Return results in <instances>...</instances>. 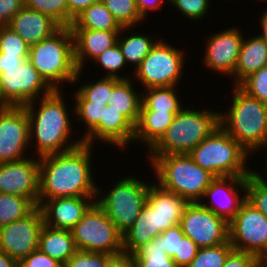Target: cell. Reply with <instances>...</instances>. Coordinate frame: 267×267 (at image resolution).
Instances as JSON below:
<instances>
[{"mask_svg":"<svg viewBox=\"0 0 267 267\" xmlns=\"http://www.w3.org/2000/svg\"><path fill=\"white\" fill-rule=\"evenodd\" d=\"M97 62L100 67H103L102 69L107 71V74L105 73L106 77L129 79V77L125 75H123V77L118 74L119 71L125 69L127 63L117 43L93 61L94 64H97Z\"/></svg>","mask_w":267,"mask_h":267,"instance_id":"39","label":"cell"},{"mask_svg":"<svg viewBox=\"0 0 267 267\" xmlns=\"http://www.w3.org/2000/svg\"><path fill=\"white\" fill-rule=\"evenodd\" d=\"M60 91L53 90L50 94L40 97L37 106L34 105L35 101L25 105L29 121V139L30 142L36 140L34 146L38 157L66 152L84 143L83 138L69 140L74 131L71 130V115ZM68 140L72 142L67 144Z\"/></svg>","mask_w":267,"mask_h":267,"instance_id":"2","label":"cell"},{"mask_svg":"<svg viewBox=\"0 0 267 267\" xmlns=\"http://www.w3.org/2000/svg\"><path fill=\"white\" fill-rule=\"evenodd\" d=\"M233 246L228 241L212 247L199 248L196 257L187 267H223Z\"/></svg>","mask_w":267,"mask_h":267,"instance_id":"36","label":"cell"},{"mask_svg":"<svg viewBox=\"0 0 267 267\" xmlns=\"http://www.w3.org/2000/svg\"><path fill=\"white\" fill-rule=\"evenodd\" d=\"M155 210L156 227L160 233L180 224L189 201L161 188L157 182L150 184L146 200Z\"/></svg>","mask_w":267,"mask_h":267,"instance_id":"21","label":"cell"},{"mask_svg":"<svg viewBox=\"0 0 267 267\" xmlns=\"http://www.w3.org/2000/svg\"><path fill=\"white\" fill-rule=\"evenodd\" d=\"M175 9L190 20H201L207 15L210 7V0H169L168 1Z\"/></svg>","mask_w":267,"mask_h":267,"instance_id":"44","label":"cell"},{"mask_svg":"<svg viewBox=\"0 0 267 267\" xmlns=\"http://www.w3.org/2000/svg\"><path fill=\"white\" fill-rule=\"evenodd\" d=\"M28 58L29 56H11L0 53V73L4 72V69H12L21 65Z\"/></svg>","mask_w":267,"mask_h":267,"instance_id":"51","label":"cell"},{"mask_svg":"<svg viewBox=\"0 0 267 267\" xmlns=\"http://www.w3.org/2000/svg\"><path fill=\"white\" fill-rule=\"evenodd\" d=\"M131 256L134 267H178L161 247V234L139 247Z\"/></svg>","mask_w":267,"mask_h":267,"instance_id":"32","label":"cell"},{"mask_svg":"<svg viewBox=\"0 0 267 267\" xmlns=\"http://www.w3.org/2000/svg\"><path fill=\"white\" fill-rule=\"evenodd\" d=\"M71 232L77 250L112 256L123 254V235L96 202L88 208Z\"/></svg>","mask_w":267,"mask_h":267,"instance_id":"9","label":"cell"},{"mask_svg":"<svg viewBox=\"0 0 267 267\" xmlns=\"http://www.w3.org/2000/svg\"><path fill=\"white\" fill-rule=\"evenodd\" d=\"M120 31L72 30L74 59L78 71L84 69V62L89 58L97 59L107 49L117 43ZM88 57V58H87Z\"/></svg>","mask_w":267,"mask_h":267,"instance_id":"23","label":"cell"},{"mask_svg":"<svg viewBox=\"0 0 267 267\" xmlns=\"http://www.w3.org/2000/svg\"><path fill=\"white\" fill-rule=\"evenodd\" d=\"M178 112L140 111L134 141L144 142L150 150L165 134Z\"/></svg>","mask_w":267,"mask_h":267,"instance_id":"27","label":"cell"},{"mask_svg":"<svg viewBox=\"0 0 267 267\" xmlns=\"http://www.w3.org/2000/svg\"><path fill=\"white\" fill-rule=\"evenodd\" d=\"M28 60L53 90H62L64 82L74 84L82 73L75 64L70 27H60L50 37L29 46Z\"/></svg>","mask_w":267,"mask_h":267,"instance_id":"3","label":"cell"},{"mask_svg":"<svg viewBox=\"0 0 267 267\" xmlns=\"http://www.w3.org/2000/svg\"><path fill=\"white\" fill-rule=\"evenodd\" d=\"M165 0H136V5L141 16L145 19L148 15L147 12L150 10L155 11L158 8H162V4ZM169 1V0H166Z\"/></svg>","mask_w":267,"mask_h":267,"instance_id":"52","label":"cell"},{"mask_svg":"<svg viewBox=\"0 0 267 267\" xmlns=\"http://www.w3.org/2000/svg\"><path fill=\"white\" fill-rule=\"evenodd\" d=\"M149 186L136 177H124L105 196L97 189L95 202L123 235L139 216L147 200Z\"/></svg>","mask_w":267,"mask_h":267,"instance_id":"8","label":"cell"},{"mask_svg":"<svg viewBox=\"0 0 267 267\" xmlns=\"http://www.w3.org/2000/svg\"><path fill=\"white\" fill-rule=\"evenodd\" d=\"M180 225L184 235L192 239L199 248L229 241V223L199 202L189 203Z\"/></svg>","mask_w":267,"mask_h":267,"instance_id":"13","label":"cell"},{"mask_svg":"<svg viewBox=\"0 0 267 267\" xmlns=\"http://www.w3.org/2000/svg\"><path fill=\"white\" fill-rule=\"evenodd\" d=\"M246 182L247 177H216L205 190L199 203L229 223L246 200ZM238 188L245 192L243 197L239 195L238 191L241 190ZM204 198H209L211 202L204 203Z\"/></svg>","mask_w":267,"mask_h":267,"instance_id":"17","label":"cell"},{"mask_svg":"<svg viewBox=\"0 0 267 267\" xmlns=\"http://www.w3.org/2000/svg\"><path fill=\"white\" fill-rule=\"evenodd\" d=\"M93 145L81 144L66 152L39 157L38 206L46 199L97 196L91 156Z\"/></svg>","mask_w":267,"mask_h":267,"instance_id":"1","label":"cell"},{"mask_svg":"<svg viewBox=\"0 0 267 267\" xmlns=\"http://www.w3.org/2000/svg\"><path fill=\"white\" fill-rule=\"evenodd\" d=\"M176 86L170 87H152L142 92V102L140 111H158V112H180L182 102L178 99L175 91Z\"/></svg>","mask_w":267,"mask_h":267,"instance_id":"30","label":"cell"},{"mask_svg":"<svg viewBox=\"0 0 267 267\" xmlns=\"http://www.w3.org/2000/svg\"><path fill=\"white\" fill-rule=\"evenodd\" d=\"M18 261L0 251V267H17Z\"/></svg>","mask_w":267,"mask_h":267,"instance_id":"54","label":"cell"},{"mask_svg":"<svg viewBox=\"0 0 267 267\" xmlns=\"http://www.w3.org/2000/svg\"><path fill=\"white\" fill-rule=\"evenodd\" d=\"M95 200L96 196L61 197L46 199L38 207L45 225L71 230Z\"/></svg>","mask_w":267,"mask_h":267,"instance_id":"19","label":"cell"},{"mask_svg":"<svg viewBox=\"0 0 267 267\" xmlns=\"http://www.w3.org/2000/svg\"><path fill=\"white\" fill-rule=\"evenodd\" d=\"M159 234L161 233L156 227L155 210L146 201L134 224L123 234V254L132 255Z\"/></svg>","mask_w":267,"mask_h":267,"instance_id":"25","label":"cell"},{"mask_svg":"<svg viewBox=\"0 0 267 267\" xmlns=\"http://www.w3.org/2000/svg\"><path fill=\"white\" fill-rule=\"evenodd\" d=\"M24 7V0H0V26L8 25Z\"/></svg>","mask_w":267,"mask_h":267,"instance_id":"49","label":"cell"},{"mask_svg":"<svg viewBox=\"0 0 267 267\" xmlns=\"http://www.w3.org/2000/svg\"><path fill=\"white\" fill-rule=\"evenodd\" d=\"M122 27H134L145 19L139 13L136 0H100ZM139 22V23H138Z\"/></svg>","mask_w":267,"mask_h":267,"instance_id":"34","label":"cell"},{"mask_svg":"<svg viewBox=\"0 0 267 267\" xmlns=\"http://www.w3.org/2000/svg\"><path fill=\"white\" fill-rule=\"evenodd\" d=\"M184 236L180 224L170 227L161 233V247L170 258L179 256L180 240Z\"/></svg>","mask_w":267,"mask_h":267,"instance_id":"45","label":"cell"},{"mask_svg":"<svg viewBox=\"0 0 267 267\" xmlns=\"http://www.w3.org/2000/svg\"><path fill=\"white\" fill-rule=\"evenodd\" d=\"M238 86L267 105V66L248 76Z\"/></svg>","mask_w":267,"mask_h":267,"instance_id":"42","label":"cell"},{"mask_svg":"<svg viewBox=\"0 0 267 267\" xmlns=\"http://www.w3.org/2000/svg\"><path fill=\"white\" fill-rule=\"evenodd\" d=\"M76 102L73 108V114L78 116L79 120L83 121L86 126V133L82 138L87 135L101 120L103 108L105 104L93 103L88 100H74Z\"/></svg>","mask_w":267,"mask_h":267,"instance_id":"40","label":"cell"},{"mask_svg":"<svg viewBox=\"0 0 267 267\" xmlns=\"http://www.w3.org/2000/svg\"><path fill=\"white\" fill-rule=\"evenodd\" d=\"M135 126L118 110L109 105L104 106L100 122L83 137V142L94 144L96 139L112 144L118 149H125L134 142Z\"/></svg>","mask_w":267,"mask_h":267,"instance_id":"20","label":"cell"},{"mask_svg":"<svg viewBox=\"0 0 267 267\" xmlns=\"http://www.w3.org/2000/svg\"><path fill=\"white\" fill-rule=\"evenodd\" d=\"M248 154L221 126L189 153L197 165L215 177L249 176L253 171L246 166Z\"/></svg>","mask_w":267,"mask_h":267,"instance_id":"7","label":"cell"},{"mask_svg":"<svg viewBox=\"0 0 267 267\" xmlns=\"http://www.w3.org/2000/svg\"><path fill=\"white\" fill-rule=\"evenodd\" d=\"M24 7L50 16L61 27H68L67 0H24Z\"/></svg>","mask_w":267,"mask_h":267,"instance_id":"37","label":"cell"},{"mask_svg":"<svg viewBox=\"0 0 267 267\" xmlns=\"http://www.w3.org/2000/svg\"><path fill=\"white\" fill-rule=\"evenodd\" d=\"M107 267H134L133 258L131 255L121 254L114 256Z\"/></svg>","mask_w":267,"mask_h":267,"instance_id":"53","label":"cell"},{"mask_svg":"<svg viewBox=\"0 0 267 267\" xmlns=\"http://www.w3.org/2000/svg\"><path fill=\"white\" fill-rule=\"evenodd\" d=\"M39 178V157L1 163L0 193L26 197L38 206Z\"/></svg>","mask_w":267,"mask_h":267,"instance_id":"16","label":"cell"},{"mask_svg":"<svg viewBox=\"0 0 267 267\" xmlns=\"http://www.w3.org/2000/svg\"><path fill=\"white\" fill-rule=\"evenodd\" d=\"M0 89L11 106H25L31 101L38 104L40 97L53 91L29 60L15 68L4 69L0 73Z\"/></svg>","mask_w":267,"mask_h":267,"instance_id":"12","label":"cell"},{"mask_svg":"<svg viewBox=\"0 0 267 267\" xmlns=\"http://www.w3.org/2000/svg\"><path fill=\"white\" fill-rule=\"evenodd\" d=\"M198 249L192 239L184 236L180 240L179 256H173L172 259L178 267H187L196 257Z\"/></svg>","mask_w":267,"mask_h":267,"instance_id":"47","label":"cell"},{"mask_svg":"<svg viewBox=\"0 0 267 267\" xmlns=\"http://www.w3.org/2000/svg\"><path fill=\"white\" fill-rule=\"evenodd\" d=\"M114 88V78L104 76L95 82L85 83L74 93V100H88L107 105Z\"/></svg>","mask_w":267,"mask_h":267,"instance_id":"35","label":"cell"},{"mask_svg":"<svg viewBox=\"0 0 267 267\" xmlns=\"http://www.w3.org/2000/svg\"><path fill=\"white\" fill-rule=\"evenodd\" d=\"M70 28L71 30L120 31L122 26L99 0L76 16Z\"/></svg>","mask_w":267,"mask_h":267,"instance_id":"29","label":"cell"},{"mask_svg":"<svg viewBox=\"0 0 267 267\" xmlns=\"http://www.w3.org/2000/svg\"><path fill=\"white\" fill-rule=\"evenodd\" d=\"M132 27H122L119 32L117 44L125 58L126 63L134 64V68L138 67L142 60L149 54L152 47L156 44V41L150 36L144 34L135 33L134 35H127L125 38L123 35L124 32ZM122 34V35H121Z\"/></svg>","mask_w":267,"mask_h":267,"instance_id":"31","label":"cell"},{"mask_svg":"<svg viewBox=\"0 0 267 267\" xmlns=\"http://www.w3.org/2000/svg\"><path fill=\"white\" fill-rule=\"evenodd\" d=\"M223 267H260V259L253 254L233 249Z\"/></svg>","mask_w":267,"mask_h":267,"instance_id":"48","label":"cell"},{"mask_svg":"<svg viewBox=\"0 0 267 267\" xmlns=\"http://www.w3.org/2000/svg\"><path fill=\"white\" fill-rule=\"evenodd\" d=\"M25 106H10L0 113V164L26 158L30 146Z\"/></svg>","mask_w":267,"mask_h":267,"instance_id":"15","label":"cell"},{"mask_svg":"<svg viewBox=\"0 0 267 267\" xmlns=\"http://www.w3.org/2000/svg\"><path fill=\"white\" fill-rule=\"evenodd\" d=\"M243 34L238 28L231 27L209 36L204 56V64L210 70L232 76L240 53Z\"/></svg>","mask_w":267,"mask_h":267,"instance_id":"18","label":"cell"},{"mask_svg":"<svg viewBox=\"0 0 267 267\" xmlns=\"http://www.w3.org/2000/svg\"><path fill=\"white\" fill-rule=\"evenodd\" d=\"M38 249L63 266L77 251L71 230L52 228L45 224L39 235Z\"/></svg>","mask_w":267,"mask_h":267,"instance_id":"26","label":"cell"},{"mask_svg":"<svg viewBox=\"0 0 267 267\" xmlns=\"http://www.w3.org/2000/svg\"><path fill=\"white\" fill-rule=\"evenodd\" d=\"M113 257L107 253L77 250L64 267H107Z\"/></svg>","mask_w":267,"mask_h":267,"instance_id":"43","label":"cell"},{"mask_svg":"<svg viewBox=\"0 0 267 267\" xmlns=\"http://www.w3.org/2000/svg\"><path fill=\"white\" fill-rule=\"evenodd\" d=\"M149 159L157 184L190 203L200 202L205 190L216 178L197 165L189 154L149 156Z\"/></svg>","mask_w":267,"mask_h":267,"instance_id":"5","label":"cell"},{"mask_svg":"<svg viewBox=\"0 0 267 267\" xmlns=\"http://www.w3.org/2000/svg\"><path fill=\"white\" fill-rule=\"evenodd\" d=\"M267 66V43L260 36L243 38L237 64L233 73L234 86L251 74Z\"/></svg>","mask_w":267,"mask_h":267,"instance_id":"24","label":"cell"},{"mask_svg":"<svg viewBox=\"0 0 267 267\" xmlns=\"http://www.w3.org/2000/svg\"><path fill=\"white\" fill-rule=\"evenodd\" d=\"M231 107L220 113L221 127L247 152L267 148V105L235 85ZM261 149V150H260ZM255 151V152H254Z\"/></svg>","mask_w":267,"mask_h":267,"instance_id":"4","label":"cell"},{"mask_svg":"<svg viewBox=\"0 0 267 267\" xmlns=\"http://www.w3.org/2000/svg\"><path fill=\"white\" fill-rule=\"evenodd\" d=\"M219 111H196L183 108L178 112L161 139L148 150L150 156L189 154L220 124Z\"/></svg>","mask_w":267,"mask_h":267,"instance_id":"6","label":"cell"},{"mask_svg":"<svg viewBox=\"0 0 267 267\" xmlns=\"http://www.w3.org/2000/svg\"><path fill=\"white\" fill-rule=\"evenodd\" d=\"M10 106L11 105L3 97V94H2L1 89H0V108H8Z\"/></svg>","mask_w":267,"mask_h":267,"instance_id":"56","label":"cell"},{"mask_svg":"<svg viewBox=\"0 0 267 267\" xmlns=\"http://www.w3.org/2000/svg\"><path fill=\"white\" fill-rule=\"evenodd\" d=\"M265 150H266V151H265V154H266V156H265V157H266V158H265V160H266V162H265V164H266V166H265V167H266V168H265V170H266V174H265V176H266V177H264V175H262V177H263V178H266L265 180L267 181V148H266Z\"/></svg>","mask_w":267,"mask_h":267,"instance_id":"58","label":"cell"},{"mask_svg":"<svg viewBox=\"0 0 267 267\" xmlns=\"http://www.w3.org/2000/svg\"><path fill=\"white\" fill-rule=\"evenodd\" d=\"M229 242L234 250L267 256V218L247 199L229 222Z\"/></svg>","mask_w":267,"mask_h":267,"instance_id":"11","label":"cell"},{"mask_svg":"<svg viewBox=\"0 0 267 267\" xmlns=\"http://www.w3.org/2000/svg\"><path fill=\"white\" fill-rule=\"evenodd\" d=\"M260 267H267V256L260 259Z\"/></svg>","mask_w":267,"mask_h":267,"instance_id":"57","label":"cell"},{"mask_svg":"<svg viewBox=\"0 0 267 267\" xmlns=\"http://www.w3.org/2000/svg\"><path fill=\"white\" fill-rule=\"evenodd\" d=\"M7 26L16 32L28 46L50 37L61 27L50 16L27 7H23Z\"/></svg>","mask_w":267,"mask_h":267,"instance_id":"22","label":"cell"},{"mask_svg":"<svg viewBox=\"0 0 267 267\" xmlns=\"http://www.w3.org/2000/svg\"><path fill=\"white\" fill-rule=\"evenodd\" d=\"M67 1H68V27H70L76 16H78L84 9L88 8L91 4H94L99 0H67Z\"/></svg>","mask_w":267,"mask_h":267,"instance_id":"50","label":"cell"},{"mask_svg":"<svg viewBox=\"0 0 267 267\" xmlns=\"http://www.w3.org/2000/svg\"><path fill=\"white\" fill-rule=\"evenodd\" d=\"M43 226V214L37 206L26 217L0 227V251L22 260L38 249Z\"/></svg>","mask_w":267,"mask_h":267,"instance_id":"14","label":"cell"},{"mask_svg":"<svg viewBox=\"0 0 267 267\" xmlns=\"http://www.w3.org/2000/svg\"><path fill=\"white\" fill-rule=\"evenodd\" d=\"M130 79L114 78V88L107 105L121 112L134 126L140 115L142 93H137Z\"/></svg>","mask_w":267,"mask_h":267,"instance_id":"28","label":"cell"},{"mask_svg":"<svg viewBox=\"0 0 267 267\" xmlns=\"http://www.w3.org/2000/svg\"><path fill=\"white\" fill-rule=\"evenodd\" d=\"M184 54L180 48L158 39L149 54L134 69L135 80L137 78L140 81L144 90L179 85L185 64Z\"/></svg>","mask_w":267,"mask_h":267,"instance_id":"10","label":"cell"},{"mask_svg":"<svg viewBox=\"0 0 267 267\" xmlns=\"http://www.w3.org/2000/svg\"><path fill=\"white\" fill-rule=\"evenodd\" d=\"M253 171L247 176L246 199L267 218V181Z\"/></svg>","mask_w":267,"mask_h":267,"instance_id":"38","label":"cell"},{"mask_svg":"<svg viewBox=\"0 0 267 267\" xmlns=\"http://www.w3.org/2000/svg\"><path fill=\"white\" fill-rule=\"evenodd\" d=\"M17 267H64L60 262L52 259L39 249L33 251L22 260L18 261Z\"/></svg>","mask_w":267,"mask_h":267,"instance_id":"46","label":"cell"},{"mask_svg":"<svg viewBox=\"0 0 267 267\" xmlns=\"http://www.w3.org/2000/svg\"><path fill=\"white\" fill-rule=\"evenodd\" d=\"M0 53L11 56H29V46L7 25L0 26Z\"/></svg>","mask_w":267,"mask_h":267,"instance_id":"41","label":"cell"},{"mask_svg":"<svg viewBox=\"0 0 267 267\" xmlns=\"http://www.w3.org/2000/svg\"><path fill=\"white\" fill-rule=\"evenodd\" d=\"M36 207L26 197L0 193V227L26 217Z\"/></svg>","mask_w":267,"mask_h":267,"instance_id":"33","label":"cell"},{"mask_svg":"<svg viewBox=\"0 0 267 267\" xmlns=\"http://www.w3.org/2000/svg\"><path fill=\"white\" fill-rule=\"evenodd\" d=\"M260 26H261V31L262 33L260 34V36L265 40V42L267 43V9L263 12L261 18H260Z\"/></svg>","mask_w":267,"mask_h":267,"instance_id":"55","label":"cell"}]
</instances>
